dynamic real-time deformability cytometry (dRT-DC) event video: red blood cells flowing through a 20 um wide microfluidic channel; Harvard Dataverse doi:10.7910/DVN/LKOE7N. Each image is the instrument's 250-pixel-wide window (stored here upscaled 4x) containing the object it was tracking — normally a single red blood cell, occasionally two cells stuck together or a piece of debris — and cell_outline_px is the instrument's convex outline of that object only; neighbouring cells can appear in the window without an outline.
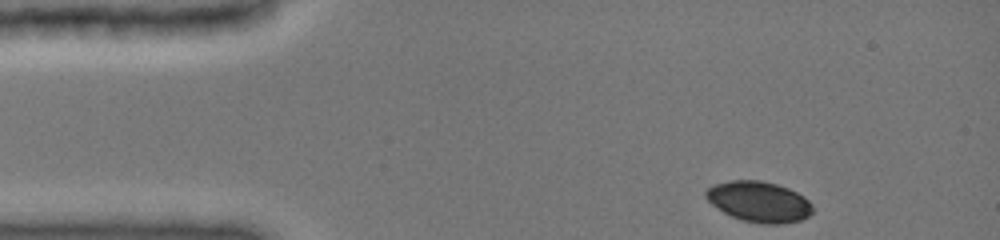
{"species": "common noctule bat (a hibernating species)", "species_latin": "Nyctalus noctula", "temperature_condition": "cold", "stored_images_in_passage": 26, "camera_frame_rate_fps": 3000, "um_per_image_px": 0.085, "animal": {"sex": "female", "body_mass_g": 19.0, "forearm_length_mm": 51.5}, "frame": {"image": 1, "passage_image": 1, "time_ms": 0.0, "image_size_px": [1000, 240], "cell_outline_px": [[812, 212], [808, 216], [800, 220], [780, 224], [760, 224], [744, 220], [732, 216], [724, 212], [712, 204], [704, 196], [704, 192], [712, 184], [732, 180], [760, 180], [776, 184], [788, 188], [804, 196], [812, 204]], "centroid_in_image_um": [64.5, 17.14], "position_along_channel_um": 20.5, "area_um2": 25.26}}
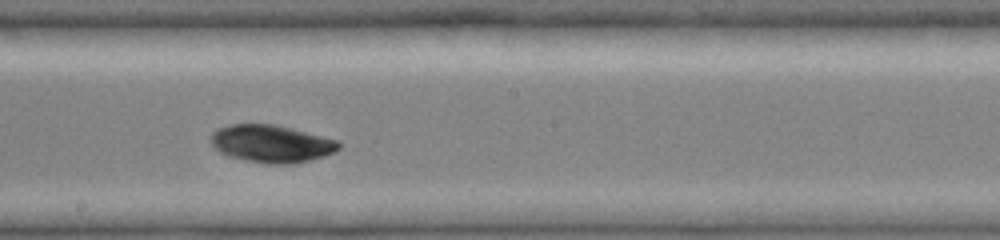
{"frame": {"image": 2, "passage_image": 15, "time_ms": 7.0, "image_size_px": [1000, 240], "cell_outline_px": [[340, 148], [324, 156], [292, 164], [272, 164], [244, 160], [228, 156], [220, 152], [208, 140], [212, 132], [228, 124], [272, 124], [340, 140]], "centroid_in_image_um": [23.04, 12.21], "position_along_channel_um": 225.2, "area_um2": 27.86}}
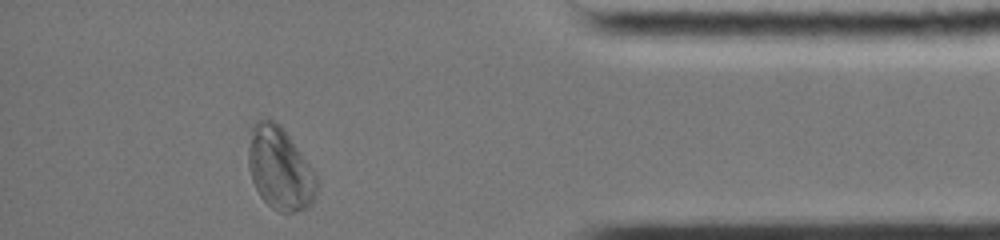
{"frame": {"image": 3, "passage_image": 26, "time_ms": 12.333, "image_size_px": [1000, 240], "cell_outline_px": [[320, 184], [316, 196], [312, 204], [308, 208], [292, 212], [280, 212], [272, 208], [260, 196], [252, 180], [248, 168], [248, 132], [252, 124], [256, 120], [272, 120], [280, 124], [312, 168]], "centroid_in_image_um": [23.78, 14.33], "position_along_channel_um": 411.4, "area_um2": 33.35}, "authors_computed_cell_mechanics": {"area_um2": 27.5706, "velocity_mm_per_s": 3.919, "shape_relaxation_time_tau1_ms": 5.2724, "shape_relaxation_time_tau2_ms": null, "deformation_change_tau1": 0.0756, "deformation_change_tau2": null}}